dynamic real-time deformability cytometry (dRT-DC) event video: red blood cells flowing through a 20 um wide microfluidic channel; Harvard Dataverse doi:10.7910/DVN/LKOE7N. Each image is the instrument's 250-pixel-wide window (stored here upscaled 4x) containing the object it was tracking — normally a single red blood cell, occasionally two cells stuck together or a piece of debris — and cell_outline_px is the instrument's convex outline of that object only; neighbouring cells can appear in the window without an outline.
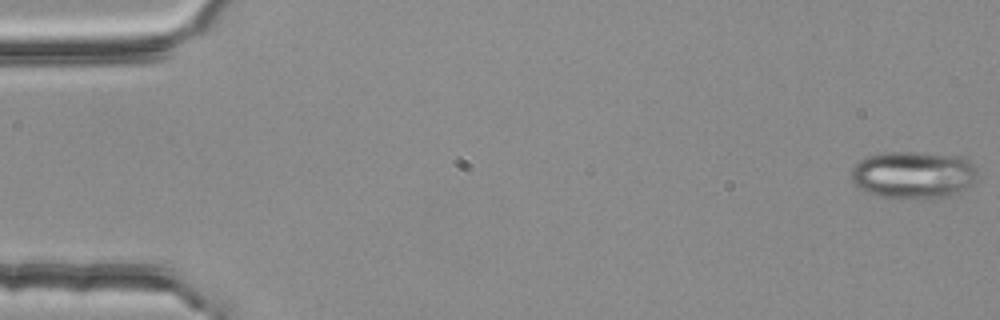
{"species": "common noctule bat (a hibernating species)", "species_latin": "Nyctalus noctula", "temperature_condition": "room temperature", "stored_images_in_passage": 54, "camera_frame_rate_fps": 3000, "um_per_image_px": 0.085, "animal": {"sex": "female", "body_mass_g": 25.1}, "frame": {"image": 1, "passage_image": 1, "time_ms": 0.0, "image_size_px": [1000, 320], "cell_outline_px": [[976, 176], [972, 184], [948, 196], [920, 200], [880, 196], [868, 192], [860, 188], [852, 180], [852, 168], [864, 156], [888, 152], [916, 152], [964, 156], [976, 168]], "centroid_in_image_um": [77.64, 14.85], "position_along_channel_um": 7.4, "area_um2": 34.91}}
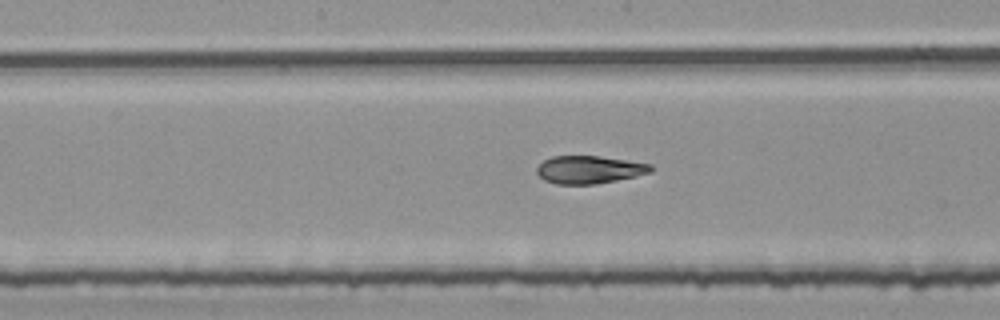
{"frame": {"image": 2, "passage_image": 28, "time_ms": 9.0, "image_size_px": [1000, 320], "cell_outline_px": [[652, 172], [636, 176], [596, 184], [556, 184], [544, 180], [536, 172], [536, 168], [544, 160], [552, 156], [600, 156], [652, 164]], "centroid_in_image_um": [50.08, 14.42], "position_along_channel_um": 198.1, "area_um2": 18.44}}
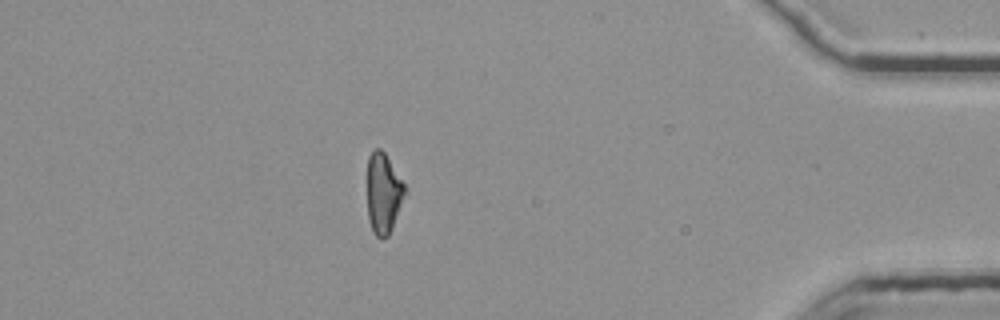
{"frame": {"image": 3, "passage_image": 48, "time_ms": 15.667, "image_size_px": [1000, 320], "cell_outline_px": [[408, 192], [392, 228], [388, 236], [380, 240], [372, 232], [368, 220], [368, 156], [376, 148], [380, 148], [384, 152], [408, 188]], "centroid_in_image_um": [32.62, 16.47], "position_along_channel_um": 402.6, "area_um2": 18.03}, "authors_computed_cell_mechanics": {"area_um2": 19.074, "velocity_mm_per_s": 3.7755, "shape_relaxation_time_tau1_ms": 9.2389, "shape_relaxation_time_tau2_ms": 2.2284, "deformation_change_tau1": 0.2152, "deformation_change_tau2": 0.0725}}